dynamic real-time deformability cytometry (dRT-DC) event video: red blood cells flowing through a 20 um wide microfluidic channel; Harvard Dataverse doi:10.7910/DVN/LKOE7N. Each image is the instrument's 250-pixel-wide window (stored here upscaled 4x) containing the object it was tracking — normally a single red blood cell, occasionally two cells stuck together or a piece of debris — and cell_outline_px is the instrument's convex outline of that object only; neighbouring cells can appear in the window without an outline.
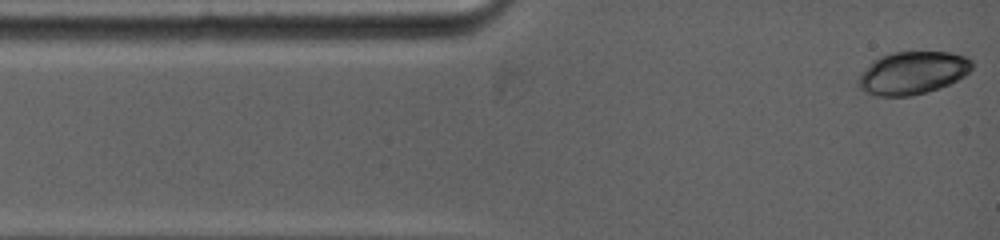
{"species": "common noctule bat (a hibernating species)", "species_latin": "Nyctalus noctula", "temperature_condition": "warm", "stored_images_in_passage": 8, "camera_frame_rate_fps": 5000, "um_per_image_px": 0.085, "animal": {"sex": "female", "body_mass_g": 19.0, "forearm_length_mm": 53.3}, "frame": {"image": 1, "passage_image": 1, "time_ms": 0.0, "image_size_px": [1000, 240], "cell_outline_px": [[972, 68], [964, 76], [940, 88], [912, 96], [876, 96], [864, 92], [856, 84], [856, 80], [860, 72], [872, 60], [880, 56], [892, 52], [948, 52], [964, 56], [972, 60]], "centroid_in_image_um": [77.5, 6.2], "position_along_channel_um": 7.5, "area_um2": 28.61}}
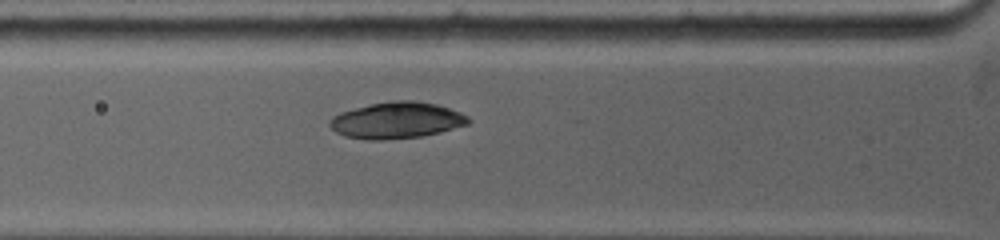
{"frame": {"image": 2, "passage_image": 6, "time_ms": 3.4, "image_size_px": [1000, 240], "cell_outline_px": [[472, 120], [468, 124], [440, 132], [420, 136], [380, 140], [368, 140], [344, 136], [336, 132], [328, 124], [328, 120], [332, 116], [340, 112], [372, 104], [392, 100], [416, 100], [436, 104], [460, 112], [468, 116]], "centroid_in_image_um": [33.7, 10.22], "position_along_channel_um": 92.1, "area_um2": 29.36}}
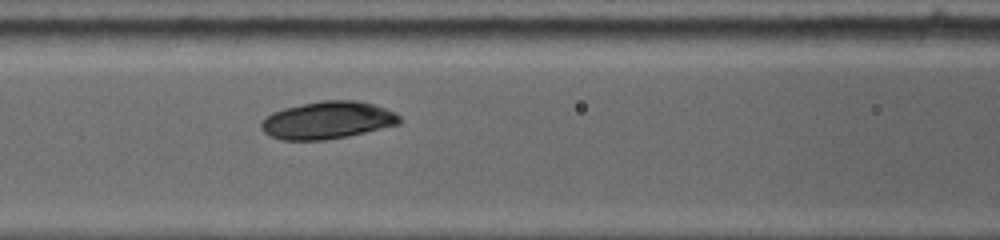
{"frame": {"image": 3, "passage_image": 8, "time_ms": 4.6, "image_size_px": [1000, 240], "cell_outline_px": [[400, 124], [348, 136], [324, 140], [280, 140], [264, 132], [260, 128], [260, 124], [272, 112], [284, 108], [320, 100], [356, 100], [372, 104], [396, 112], [400, 116]], "centroid_in_image_um": [27.85, 10.22], "position_along_channel_um": 138.8, "area_um2": 30.11}}